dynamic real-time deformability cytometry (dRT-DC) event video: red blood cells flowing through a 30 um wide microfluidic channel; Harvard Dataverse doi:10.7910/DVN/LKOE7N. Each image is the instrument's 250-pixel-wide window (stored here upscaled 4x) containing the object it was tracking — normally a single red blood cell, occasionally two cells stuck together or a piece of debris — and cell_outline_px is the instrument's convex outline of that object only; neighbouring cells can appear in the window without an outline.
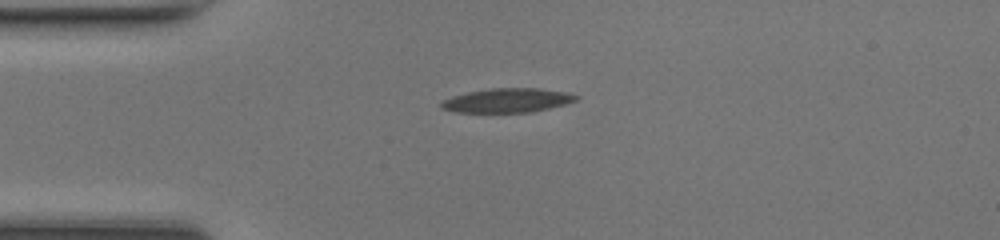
{"species": "common noctule bat (a hibernating species)", "species_latin": "Nyctalus noctula", "temperature_condition": "room temperature", "stored_images_in_passage": 37, "camera_frame_rate_fps": 3000, "um_per_image_px": 0.085, "animal": {"sex": "female", "body_mass_g": 17.0, "forearm_length_mm": 48.0}, "frame": {"image": 1, "passage_image": 1, "time_ms": 0.0, "image_size_px": [1000, 240], "cell_outline_px": [[580, 96], [576, 100], [564, 104], [532, 112], [456, 112], [440, 108], [440, 104], [444, 100], [452, 96], [468, 92], [492, 88], [540, 88], [568, 92]], "centroid_in_image_um": [43.14, 8.53], "position_along_channel_um": 41.9, "area_um2": 18.9}}
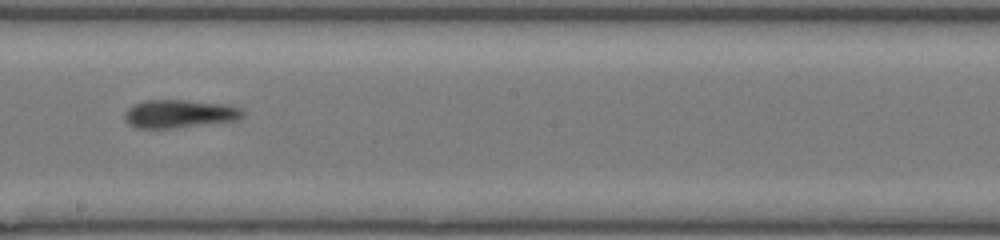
{"frame": {"image": 2, "passage_image": 16, "time_ms": 5.0, "image_size_px": [1000, 240], "cell_outline_px": [[244, 116], [236, 120], [172, 128], [140, 128], [128, 124], [124, 116], [124, 112], [128, 108], [144, 100], [184, 100], [224, 104], [244, 108]], "centroid_in_image_um": [15.26, 9.66], "position_along_channel_um": 232.9, "area_um2": 19.25}}
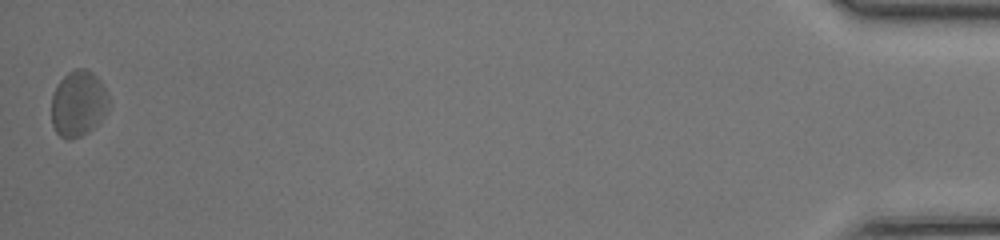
{"frame": {"image": 3, "passage_image": 37, "time_ms": 12.0, "image_size_px": [1000, 240], "cell_outline_px": [[108, 104], [100, 120], [88, 132], [80, 136], [68, 140], [60, 136], [56, 132], [52, 124], [52, 96], [60, 80], [68, 72], [76, 68], [84, 68], [92, 72], [100, 80], [108, 96]], "centroid_in_image_um": [6.63, 8.8], "position_along_channel_um": 428.6, "area_um2": 21.68}, "authors_computed_cell_mechanics": {"area_um2": 19.4786, "velocity_mm_per_s": 4.2745, "shape_relaxation_time_tau1_ms": null, "shape_relaxation_time_tau2_ms": 2.3681, "deformation_change_tau1": null, "deformation_change_tau2": 0.1174}}